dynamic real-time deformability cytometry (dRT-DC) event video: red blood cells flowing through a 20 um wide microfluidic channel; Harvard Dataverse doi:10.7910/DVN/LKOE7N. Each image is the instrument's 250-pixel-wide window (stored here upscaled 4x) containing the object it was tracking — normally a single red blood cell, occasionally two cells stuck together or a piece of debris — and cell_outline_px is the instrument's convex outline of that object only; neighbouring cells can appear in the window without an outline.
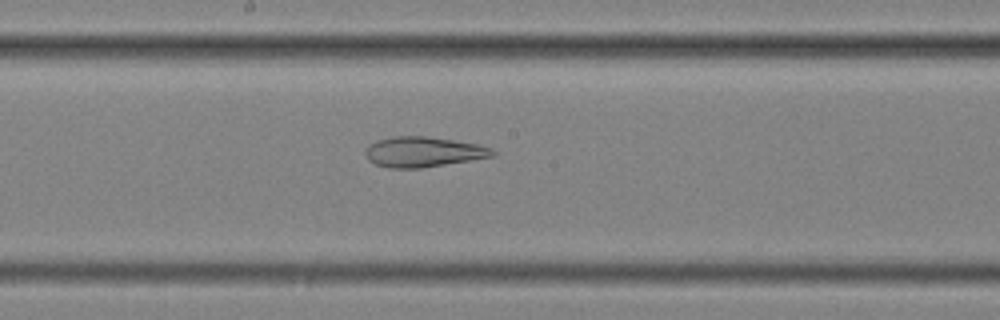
{"species": "common noctule bat (a hibernating species)", "species_latin": "Nyctalus noctula", "temperature_condition": "cold", "stored_images_in_passage": 57, "camera_frame_rate_fps": 3000, "um_per_image_px": 0.085, "animal": {"sex": "female", "body_mass_g": 25.1}, "frame": {"image": 1, "passage_image": 31, "time_ms": 10.0, "image_size_px": [1000, 320], "cell_outline_px": [[496, 152], [492, 156], [420, 168], [388, 168], [376, 164], [368, 160], [364, 156], [364, 148], [368, 144], [376, 140], [392, 136], [424, 136], [452, 140], [476, 144], [492, 148]], "centroid_in_image_um": [35.87, 12.9], "position_along_channel_um": 212.3, "area_um2": 22.31}}
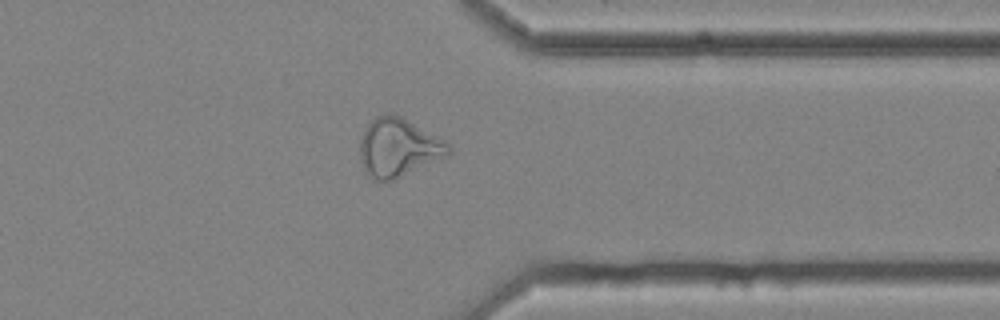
{"frame": {"image": 2, "passage_image": 45, "time_ms": 14.667, "image_size_px": [1000, 320], "cell_outline_px": [[452, 152], [448, 156], [392, 180], [372, 180], [364, 172], [360, 160], [360, 140], [368, 124], [376, 116], [384, 112], [392, 112], [400, 116], [452, 144]], "centroid_in_image_um": [33.86, 12.54], "position_along_channel_um": 377.5, "area_um2": 30.35}}
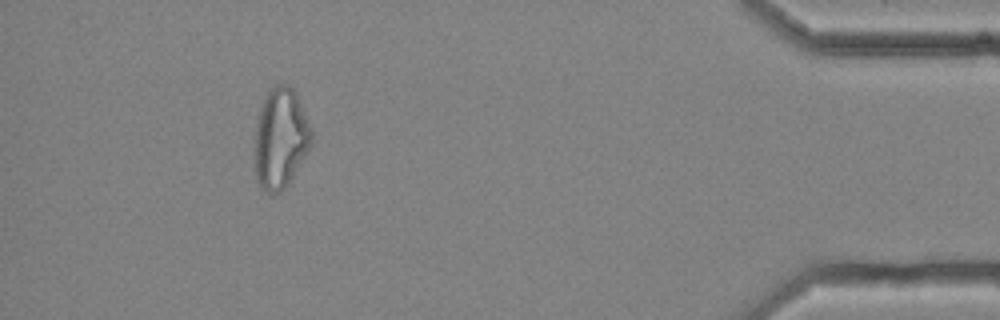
{"frame": {"image": 3, "passage_image": 52, "time_ms": 17.0, "image_size_px": [1000, 320], "cell_outline_px": [[312, 140], [308, 152], [288, 184], [280, 192], [272, 196], [260, 188], [256, 180], [252, 152], [256, 120], [260, 108], [268, 88], [276, 84], [288, 84], [296, 92], [312, 132]], "centroid_in_image_um": [23.78, 11.79], "position_along_channel_um": 411.4, "area_um2": 34.16}}